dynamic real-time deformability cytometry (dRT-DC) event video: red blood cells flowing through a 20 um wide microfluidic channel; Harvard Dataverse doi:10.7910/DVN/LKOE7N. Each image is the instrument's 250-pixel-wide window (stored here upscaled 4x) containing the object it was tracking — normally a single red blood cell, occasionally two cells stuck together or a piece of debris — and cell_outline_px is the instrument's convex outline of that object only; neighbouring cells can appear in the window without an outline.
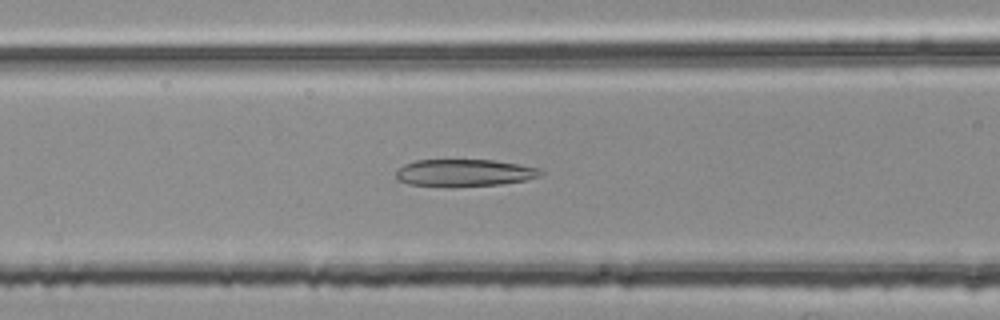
{"species": "common noctule bat (a hibernating species)", "species_latin": "Nyctalus noctula", "temperature_condition": "room temperature", "stored_images_in_passage": 39, "camera_frame_rate_fps": 3000, "um_per_image_px": 0.085, "animal": {"sex": "female", "body_mass_g": 25.1}, "frame": {"image": 1, "passage_image": 10, "time_ms": 3.0, "image_size_px": [1000, 320], "cell_outline_px": [[544, 172], [540, 176], [524, 180], [500, 184], [408, 184], [396, 180], [396, 168], [404, 164], [416, 160], [492, 160], [520, 164], [540, 168]], "centroid_in_image_um": [39.48, 14.64], "position_along_channel_um": 127.1, "area_um2": 22.08}}
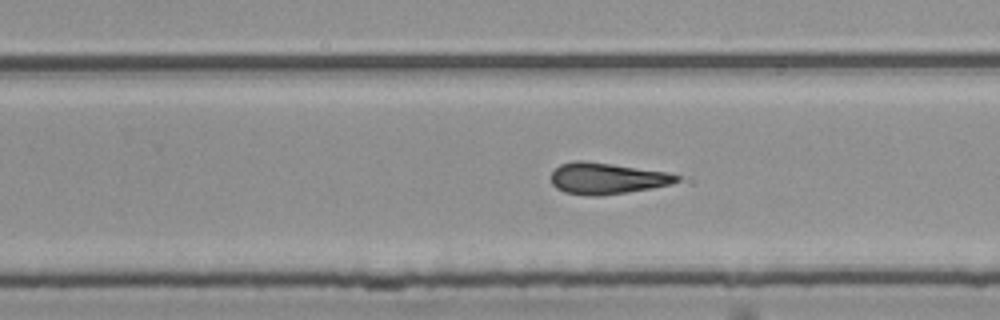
{"frame": {"image": 2, "passage_image": 22, "time_ms": 7.0, "image_size_px": [1000, 320], "cell_outline_px": [[680, 180], [668, 184], [652, 188], [628, 192], [600, 196], [588, 196], [564, 192], [556, 188], [552, 184], [552, 172], [560, 164], [576, 160], [580, 160], [612, 164], [668, 172], [680, 176]], "centroid_in_image_um": [51.57, 15.17], "position_along_channel_um": 278.2, "area_um2": 22.89}}
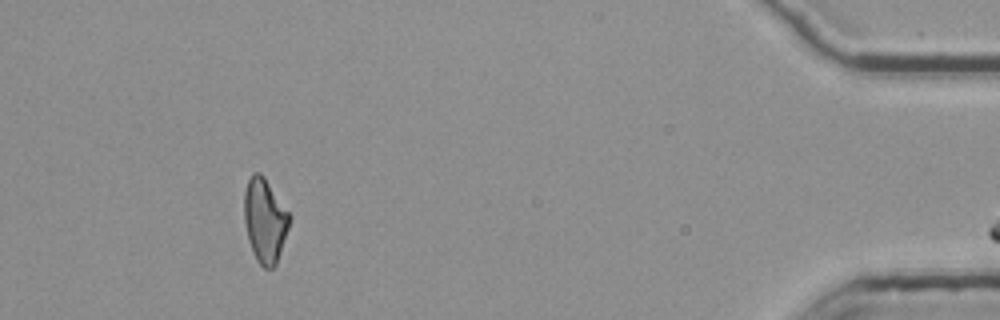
{"frame": {"image": 3, "passage_image": 38, "time_ms": 12.333, "image_size_px": [1000, 320], "cell_outline_px": [[292, 216], [276, 264], [272, 268], [264, 268], [256, 260], [252, 252], [248, 240], [244, 224], [244, 192], [248, 180], [252, 172], [260, 172], [264, 176]], "centroid_in_image_um": [22.5, 18.72], "position_along_channel_um": 412.7, "area_um2": 22.31}}